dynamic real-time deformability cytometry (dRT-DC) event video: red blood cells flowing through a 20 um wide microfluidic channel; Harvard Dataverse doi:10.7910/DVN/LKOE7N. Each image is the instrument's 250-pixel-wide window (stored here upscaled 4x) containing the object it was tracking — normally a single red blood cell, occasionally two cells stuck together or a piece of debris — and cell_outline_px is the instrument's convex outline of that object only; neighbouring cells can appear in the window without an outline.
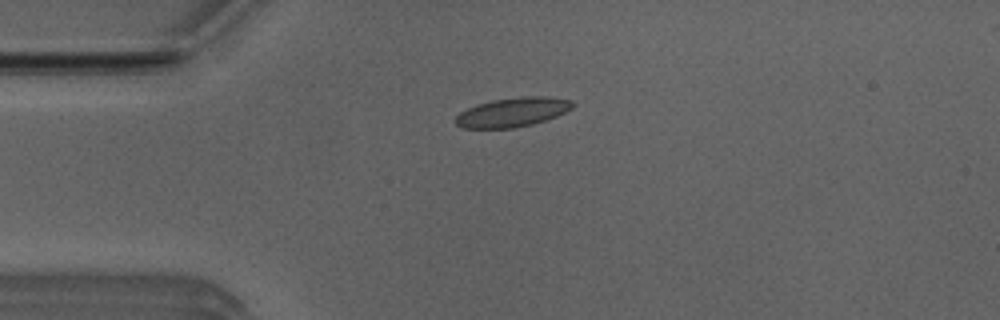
{"species": "Egyptian fruit bat (a non-hibernating species)", "species_latin": "Rousettus aegyptiacus", "temperature_condition": "room temperature", "stored_images_in_passage": 6, "camera_frame_rate_fps": 3000, "um_per_image_px": 0.085, "animal": {"sex": "male"}, "frame": {"image": 1, "passage_image": 4, "time_ms": 1.0, "image_size_px": [1000, 320], "cell_outline_px": [[576, 104], [572, 108], [556, 116], [532, 124], [512, 128], [464, 128], [456, 124], [456, 116], [460, 112], [476, 104], [492, 100], [524, 96], [544, 96], [572, 100]], "centroid_in_image_um": [43.57, 9.53], "position_along_channel_um": 41.4, "area_um2": 19.83}}